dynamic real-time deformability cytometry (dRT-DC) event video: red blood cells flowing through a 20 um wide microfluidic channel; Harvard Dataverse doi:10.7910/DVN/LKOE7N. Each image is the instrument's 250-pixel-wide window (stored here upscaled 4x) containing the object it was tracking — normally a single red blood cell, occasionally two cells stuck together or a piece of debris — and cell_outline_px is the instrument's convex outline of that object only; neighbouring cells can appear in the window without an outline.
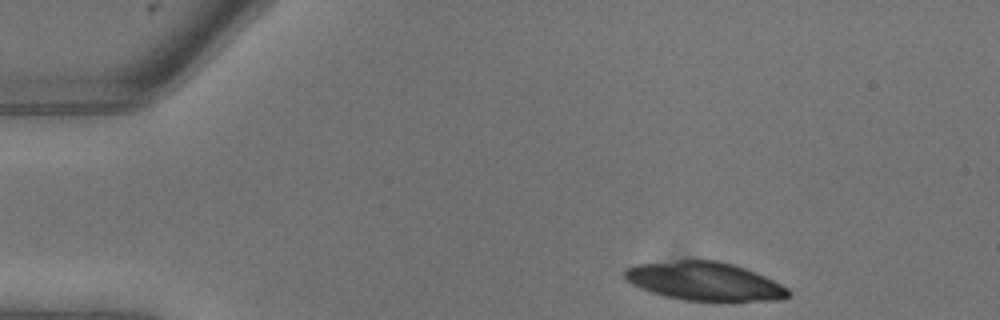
{"species": "common noctule bat (a hibernating species)", "species_latin": "Nyctalus noctula", "temperature_condition": "warm", "stored_images_in_passage": 6, "camera_frame_rate_fps": 3000, "um_per_image_px": 0.085, "animal": {"sex": "male", "body_mass_g": 13.3}, "frame": {"image": 1, "passage_image": 1, "time_ms": 0.0, "image_size_px": [1000, 320], "cell_outline_px": [[792, 292], [788, 296], [780, 300], [684, 300], [664, 296], [648, 292], [632, 284], [624, 276], [624, 272], [628, 268], [636, 264], [680, 260], [716, 260], [732, 264], [744, 268], [764, 276], [788, 288]], "centroid_in_image_um": [59.86, 23.9], "position_along_channel_um": 25.1, "area_um2": 36.3}}